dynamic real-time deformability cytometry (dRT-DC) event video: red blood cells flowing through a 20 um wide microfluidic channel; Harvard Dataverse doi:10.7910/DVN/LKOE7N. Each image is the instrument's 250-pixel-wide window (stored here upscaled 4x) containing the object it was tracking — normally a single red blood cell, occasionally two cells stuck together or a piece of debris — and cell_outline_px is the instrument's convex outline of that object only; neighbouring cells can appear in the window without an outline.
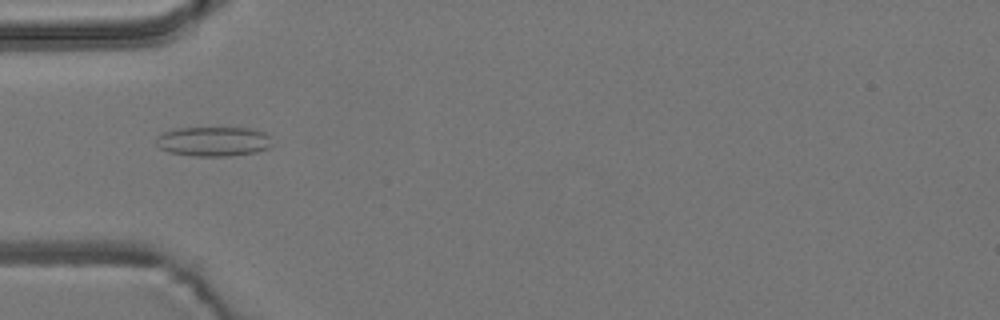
{"species": "common noctule bat (a hibernating species)", "species_latin": "Nyctalus noctula", "temperature_condition": "room temperature", "stored_images_in_passage": 5, "camera_frame_rate_fps": 3000, "um_per_image_px": 0.085, "animal": {"sex": "male", "body_mass_g": 19.2, "forearm_length_mm": 51.8}, "frame": {"image": 1, "passage_image": 2, "time_ms": 2.333, "image_size_px": [1000, 320], "cell_outline_px": [[272, 144], [268, 148], [256, 152], [228, 156], [192, 156], [168, 152], [160, 148], [156, 144], [156, 136], [164, 132], [176, 128], [252, 128], [264, 132], [268, 136]], "centroid_in_image_um": [18.12, 12.02], "position_along_channel_um": 66.9, "area_um2": 20.06}}
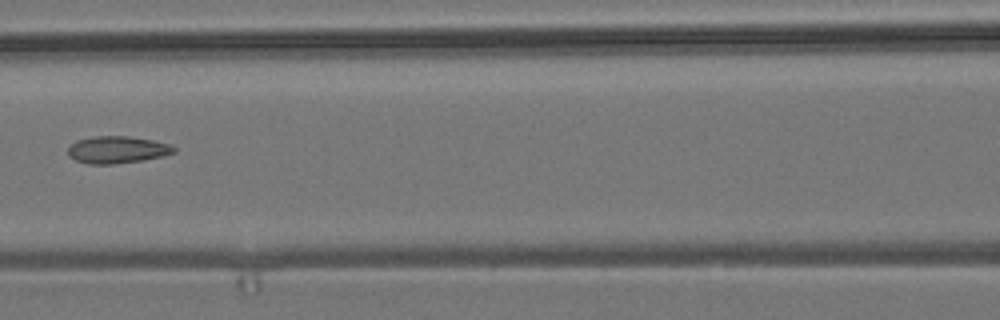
{"frame": {"image": 2, "passage_image": 4, "time_ms": 4.667, "image_size_px": [1000, 320], "cell_outline_px": [[176, 152], [164, 156], [144, 160], [112, 164], [88, 164], [76, 160], [68, 156], [68, 148], [76, 140], [92, 136], [128, 136], [152, 140], [172, 144], [176, 148]], "centroid_in_image_um": [9.99, 12.72], "position_along_channel_um": 156.6, "area_um2": 16.94}}
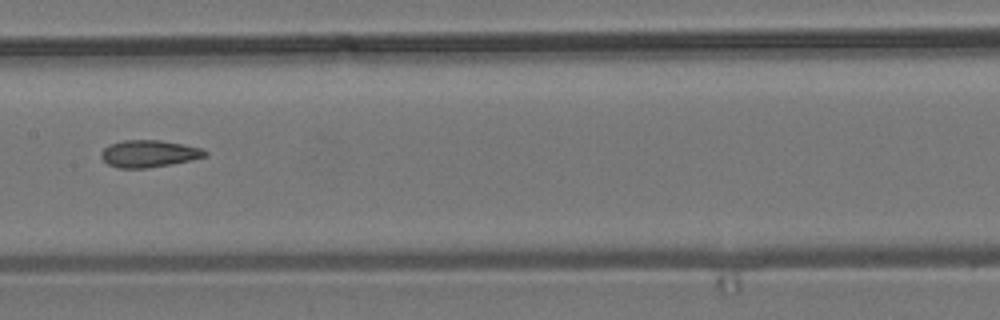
{"frame": {"image": 3, "passage_image": 5, "time_ms": 5.667, "image_size_px": [1000, 320], "cell_outline_px": [[208, 156], [192, 160], [144, 168], [120, 168], [108, 164], [100, 156], [100, 152], [104, 148], [112, 144], [124, 140], [160, 140], [200, 148], [208, 152]], "centroid_in_image_um": [12.65, 13.06], "position_along_channel_um": 194.7, "area_um2": 16.13}}